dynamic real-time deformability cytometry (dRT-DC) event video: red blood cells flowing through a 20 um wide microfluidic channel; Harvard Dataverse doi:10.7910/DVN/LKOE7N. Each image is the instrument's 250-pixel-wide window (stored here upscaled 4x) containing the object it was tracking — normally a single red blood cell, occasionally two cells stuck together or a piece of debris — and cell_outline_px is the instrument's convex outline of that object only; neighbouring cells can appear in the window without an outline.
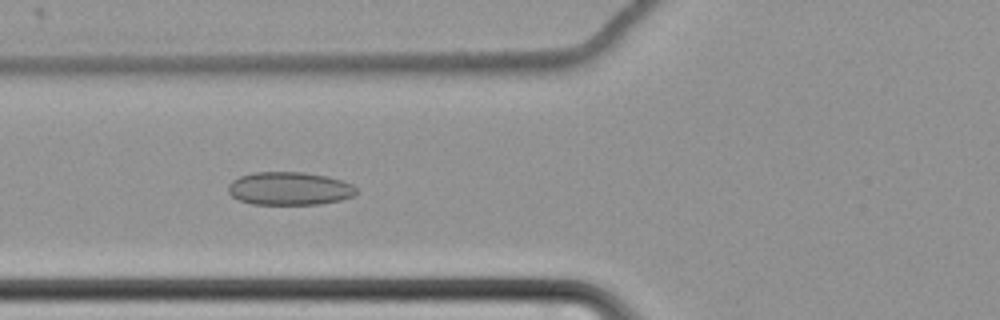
{"species": "common noctule bat (a hibernating species)", "species_latin": "Nyctalus noctula", "temperature_condition": "cold", "stored_images_in_passage": 64, "camera_frame_rate_fps": 3000, "um_per_image_px": 0.085, "animal": {"sex": "female", "body_mass_g": 22.7, "forearm_length_mm": 54.2}, "frame": {"image": 1, "passage_image": 27, "time_ms": 8.667, "image_size_px": [1000, 320], "cell_outline_px": [[356, 196], [340, 200], [320, 204], [252, 204], [236, 200], [228, 192], [228, 184], [232, 180], [240, 176], [252, 172], [304, 172], [328, 176], [352, 184], [356, 188]], "centroid_in_image_um": [24.58, 16.02], "position_along_channel_um": 101.2, "area_um2": 24.97}}
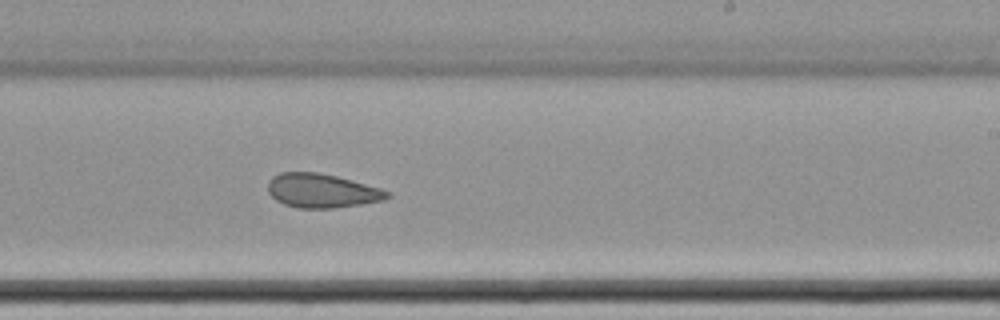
{"frame": {"image": 2, "passage_image": 41, "time_ms": 13.333, "image_size_px": [1000, 320], "cell_outline_px": [[392, 196], [384, 200], [360, 204], [332, 208], [296, 208], [284, 204], [276, 200], [268, 192], [268, 180], [272, 176], [280, 172], [316, 172], [336, 176], [380, 188], [392, 192]], "centroid_in_image_um": [27.35, 16.21], "position_along_channel_um": 261.7, "area_um2": 23.7}}
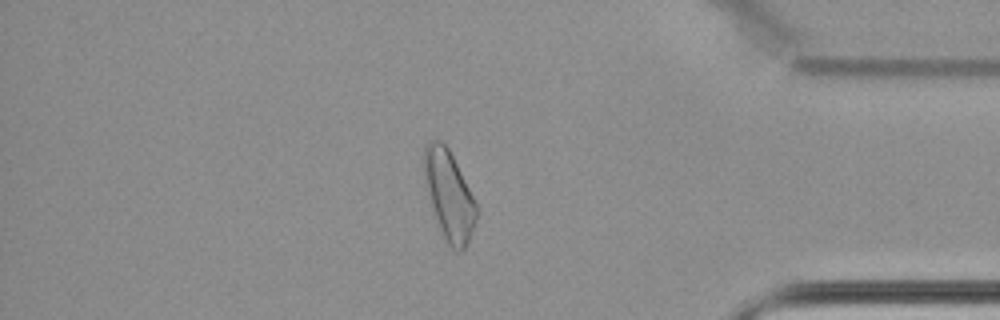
{"frame": {"image": 3, "passage_image": 55, "time_ms": 18.0, "image_size_px": [1000, 320], "cell_outline_px": [[480, 212], [464, 252], [456, 252], [444, 240], [424, 180], [424, 144], [428, 140], [440, 140], [448, 148]], "centroid_in_image_um": [38.19, 16.64], "position_along_channel_um": 397.0, "area_um2": 26.88}, "authors_computed_cell_mechanics": {"area_um2": 26.3857, "velocity_mm_per_s": 3.438, "shape_relaxation_time_tau1_ms": null, "shape_relaxation_time_tau2_ms": 2.1262, "deformation_change_tau1": null, "deformation_change_tau2": 0.0909}}